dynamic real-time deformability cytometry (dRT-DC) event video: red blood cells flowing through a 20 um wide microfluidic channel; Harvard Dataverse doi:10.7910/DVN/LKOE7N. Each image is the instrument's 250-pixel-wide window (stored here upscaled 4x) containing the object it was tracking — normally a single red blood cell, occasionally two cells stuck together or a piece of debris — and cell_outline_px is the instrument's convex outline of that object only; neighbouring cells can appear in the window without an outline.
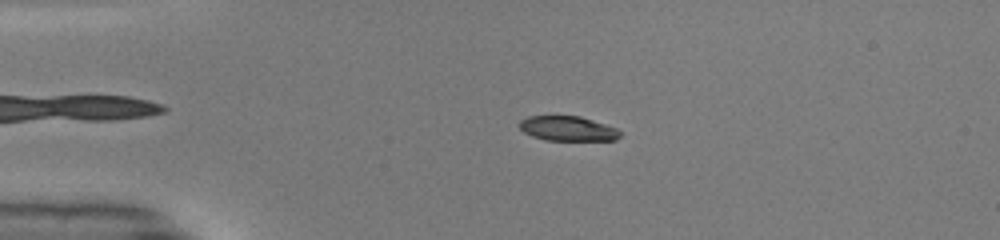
{"species": "common noctule bat (a hibernating species)", "species_latin": "Nyctalus noctula", "temperature_condition": "warm", "stored_images_in_passage": 42, "camera_frame_rate_fps": 3000, "um_per_image_px": 0.085, "animal": {"sex": "male", "body_mass_g": 19.0, "forearm_length_mm": 50.8}, "frame": {"image": 1, "passage_image": 11, "time_ms": 3.333, "image_size_px": [1000, 240], "cell_outline_px": [[620, 136], [616, 140], [544, 140], [532, 136], [524, 132], [520, 128], [520, 120], [528, 116], [580, 116], [616, 128], [620, 132]], "centroid_in_image_um": [48.24, 10.93], "position_along_channel_um": 36.8, "area_um2": 14.39}}
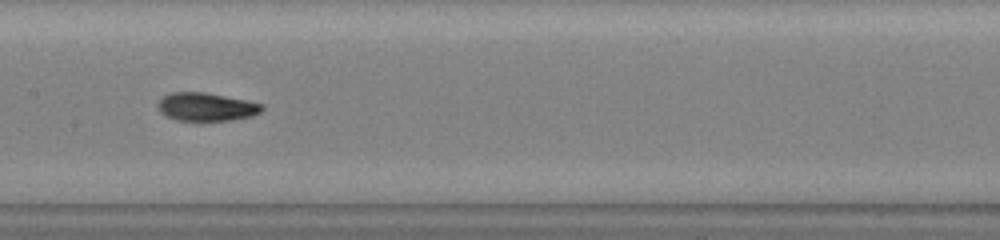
{"frame": {"image": 2, "passage_image": 25, "time_ms": 8.0, "image_size_px": [1000, 240], "cell_outline_px": [[264, 108], [260, 112], [252, 116], [232, 120], [200, 124], [176, 120], [160, 112], [156, 104], [164, 96], [172, 92], [204, 92], [264, 104]], "centroid_in_image_um": [17.52, 9.14], "position_along_channel_um": 189.9, "area_um2": 17.74}}
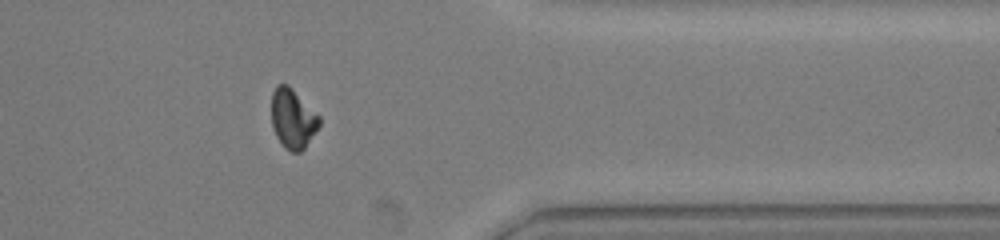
{"frame": {"image": 3, "passage_image": 40, "time_ms": 13.0, "image_size_px": [1000, 240], "cell_outline_px": [[320, 124], [304, 148], [300, 152], [292, 152], [284, 148], [276, 136], [272, 128], [272, 92], [276, 84], [288, 84], [320, 116]], "centroid_in_image_um": [24.87, 10.07], "position_along_channel_um": 386.5, "area_um2": 16.59}, "authors_computed_cell_mechanics": {"area_um2": 16.8487, "velocity_mm_per_s": 4.1733, "shape_relaxation_time_tau1_ms": 3.6752, "shape_relaxation_time_tau2_ms": 1.4449, "deformation_change_tau1": 0.1591, "deformation_change_tau2": 0.0584}}